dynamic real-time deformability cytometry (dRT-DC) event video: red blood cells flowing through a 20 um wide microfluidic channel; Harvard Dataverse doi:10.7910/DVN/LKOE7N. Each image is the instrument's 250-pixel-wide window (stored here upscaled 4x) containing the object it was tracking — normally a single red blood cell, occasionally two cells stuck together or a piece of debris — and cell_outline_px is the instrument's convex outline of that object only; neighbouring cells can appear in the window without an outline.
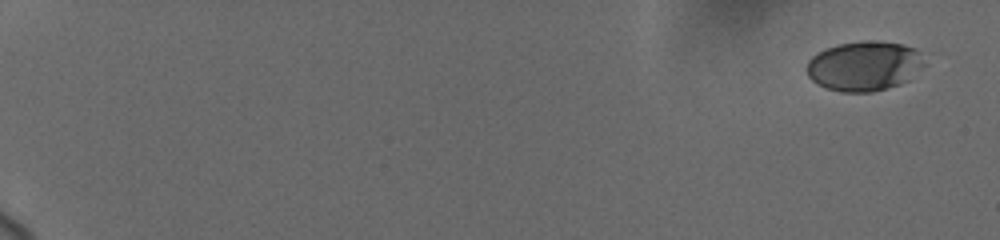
{"species": "human", "species_latin": "Homo sapiens", "temperature_condition": "cold", "stored_images_in_passage": 13, "camera_frame_rate_fps": 3000, "um_per_image_px": 0.085, "donor": {"sex": "female"}, "frame": {"image": 1, "passage_image": 1, "time_ms": 0.0, "image_size_px": [1000, 240], "cell_outline_px": [[916, 56], [908, 80], [872, 92], [840, 92], [824, 88], [816, 84], [808, 76], [808, 60], [812, 56], [828, 48], [840, 44], [904, 44], [916, 48]], "centroid_in_image_um": [73.25, 5.68], "position_along_channel_um": 11.8, "area_um2": 31.56}}
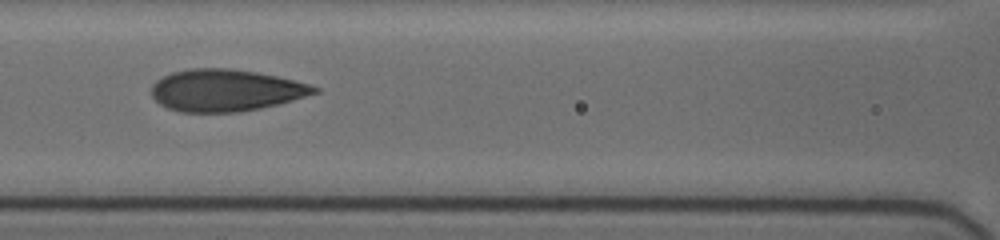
{"frame": {"image": 2, "passage_image": 10, "time_ms": 9.333, "image_size_px": [1000, 240], "cell_outline_px": [[320, 92], [292, 100], [260, 108], [240, 112], [180, 112], [168, 108], [160, 104], [152, 96], [152, 84], [156, 80], [172, 72], [188, 68], [232, 68], [256, 72], [276, 76], [308, 84], [320, 88]], "centroid_in_image_um": [19.16, 7.67], "position_along_channel_um": 147.4, "area_um2": 39.71}}
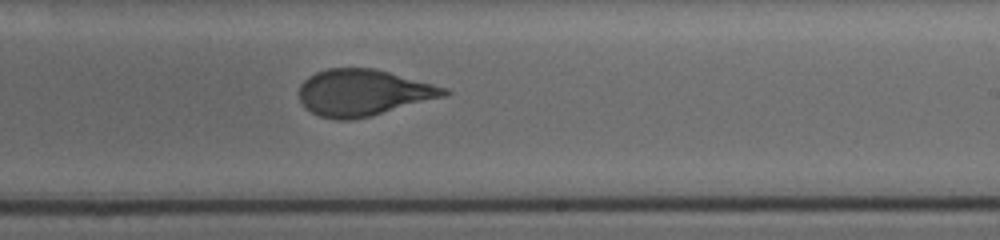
{"frame": {"image": 3, "passage_image": 13, "time_ms": 12.333, "image_size_px": [1000, 240], "cell_outline_px": [[452, 92], [444, 96], [372, 116], [352, 120], [336, 120], [320, 116], [304, 108], [300, 100], [300, 84], [308, 76], [316, 72], [328, 68], [376, 68], [448, 88]], "centroid_in_image_um": [30.86, 7.87], "position_along_channel_um": 258.1, "area_um2": 39.36}}